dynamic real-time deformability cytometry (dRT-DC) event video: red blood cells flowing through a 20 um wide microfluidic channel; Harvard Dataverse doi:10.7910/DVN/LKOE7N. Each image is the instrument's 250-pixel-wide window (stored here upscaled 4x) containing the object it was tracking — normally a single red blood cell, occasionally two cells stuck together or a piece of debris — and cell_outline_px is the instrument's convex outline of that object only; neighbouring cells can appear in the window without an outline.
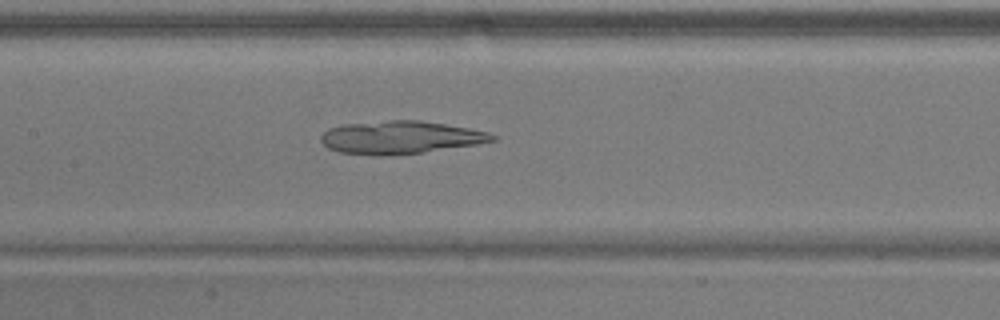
{"species": "common noctule bat (a hibernating species)", "species_latin": "Nyctalus noctula", "temperature_condition": "warm", "stored_images_in_passage": 40, "camera_frame_rate_fps": 3000, "um_per_image_px": 0.085, "animal": {"sex": "male", "body_mass_g": 17.9}, "frame": {"image": 1, "passage_image": 13, "time_ms": 4.0, "image_size_px": [1000, 320], "cell_outline_px": [[496, 140], [476, 144], [424, 152], [384, 156], [376, 156], [340, 152], [328, 148], [320, 140], [320, 136], [328, 128], [344, 124], [392, 120], [420, 120], [468, 128], [488, 132], [496, 136]], "centroid_in_image_um": [34.0, 11.68], "position_along_channel_um": 173.4, "area_um2": 32.71}}
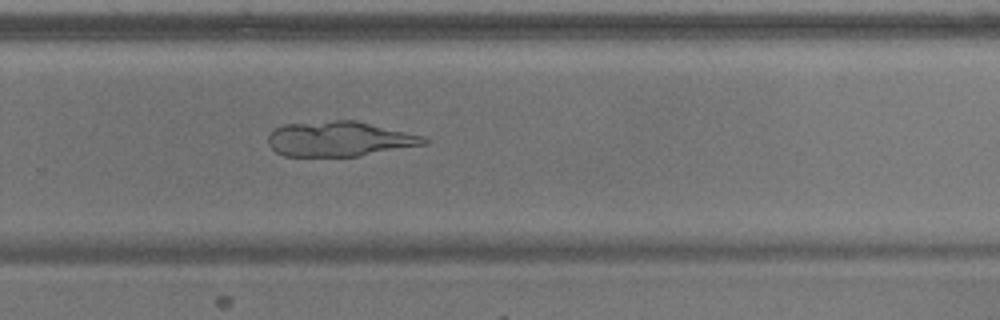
{"frame": {"image": 2, "passage_image": 23, "time_ms": 7.333, "image_size_px": [1000, 320], "cell_outline_px": [[428, 144], [360, 156], [284, 156], [276, 152], [268, 144], [268, 136], [276, 128], [284, 124], [332, 120], [356, 120], [424, 136], [428, 140]], "centroid_in_image_um": [28.87, 11.81], "position_along_channel_um": 300.9, "area_um2": 31.91}}